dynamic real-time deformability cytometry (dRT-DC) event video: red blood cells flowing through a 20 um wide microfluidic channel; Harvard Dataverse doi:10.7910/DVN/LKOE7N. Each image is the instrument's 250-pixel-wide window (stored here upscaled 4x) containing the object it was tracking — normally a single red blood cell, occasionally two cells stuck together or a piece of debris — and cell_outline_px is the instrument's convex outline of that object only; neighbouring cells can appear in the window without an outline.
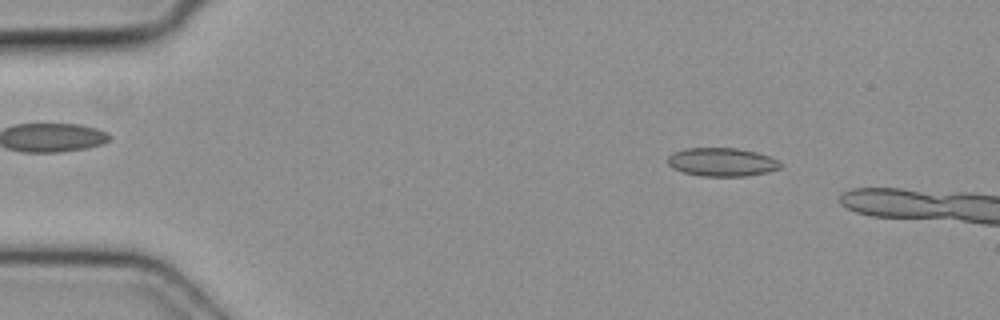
{"species": "common noctule bat (a hibernating species)", "species_latin": "Nyctalus noctula", "temperature_condition": "cold", "stored_images_in_passage": 3, "camera_frame_rate_fps": 3000, "um_per_image_px": 0.085, "animal": {"sex": "female", "body_mass_g": 19.3, "forearm_length_mm": 54.1}, "frame": {"image": 1, "passage_image": 1, "time_ms": 0.0, "image_size_px": [1000, 320], "cell_outline_px": [[784, 164], [780, 168], [768, 172], [744, 176], [700, 176], [684, 172], [672, 168], [668, 164], [668, 156], [672, 152], [684, 148], [736, 148], [756, 152], [780, 160]], "centroid_in_image_um": [61.37, 13.77], "position_along_channel_um": 23.6, "area_um2": 18.84}}